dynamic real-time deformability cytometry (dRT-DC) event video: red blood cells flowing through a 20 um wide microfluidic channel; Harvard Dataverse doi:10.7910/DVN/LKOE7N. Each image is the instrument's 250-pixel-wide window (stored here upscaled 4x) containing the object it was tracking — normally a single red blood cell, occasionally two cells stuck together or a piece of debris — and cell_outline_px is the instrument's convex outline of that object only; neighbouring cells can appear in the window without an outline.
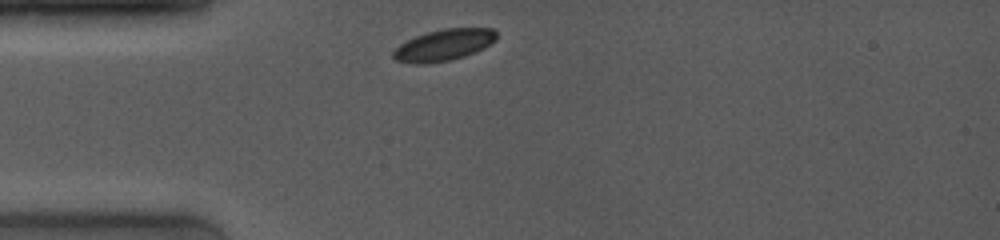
{"species": "common noctule bat (a hibernating species)", "species_latin": "Nyctalus noctula", "temperature_condition": "room temperature", "stored_images_in_passage": 11, "camera_frame_rate_fps": 4000, "um_per_image_px": 0.085, "animal": {"sex": "female", "body_mass_g": 19.0, "forearm_length_mm": 53.3}, "frame": {"image": 1, "passage_image": 1, "time_ms": 0.0, "image_size_px": [1000, 240], "cell_outline_px": [[496, 40], [492, 44], [476, 52], [464, 56], [448, 60], [428, 64], [412, 64], [396, 60], [392, 56], [392, 52], [400, 44], [416, 36], [428, 32], [444, 28], [492, 28], [496, 32]], "centroid_in_image_um": [37.73, 3.83], "position_along_channel_um": 47.3, "area_um2": 18.96}}
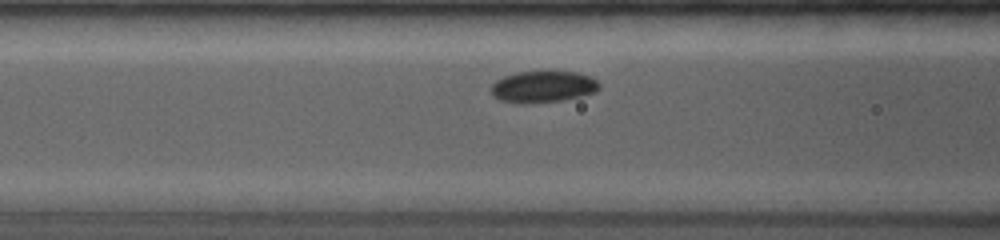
{"frame": {"image": 2, "passage_image": 5, "time_ms": 2.25, "image_size_px": [1000, 240], "cell_outline_px": [[600, 88], [596, 92], [564, 100], [528, 104], [520, 104], [500, 100], [492, 96], [492, 84], [496, 80], [504, 76], [516, 72], [544, 68], [576, 72], [592, 76], [600, 84]], "centroid_in_image_um": [46.17, 7.33], "position_along_channel_um": 120.4, "area_um2": 20.92}}